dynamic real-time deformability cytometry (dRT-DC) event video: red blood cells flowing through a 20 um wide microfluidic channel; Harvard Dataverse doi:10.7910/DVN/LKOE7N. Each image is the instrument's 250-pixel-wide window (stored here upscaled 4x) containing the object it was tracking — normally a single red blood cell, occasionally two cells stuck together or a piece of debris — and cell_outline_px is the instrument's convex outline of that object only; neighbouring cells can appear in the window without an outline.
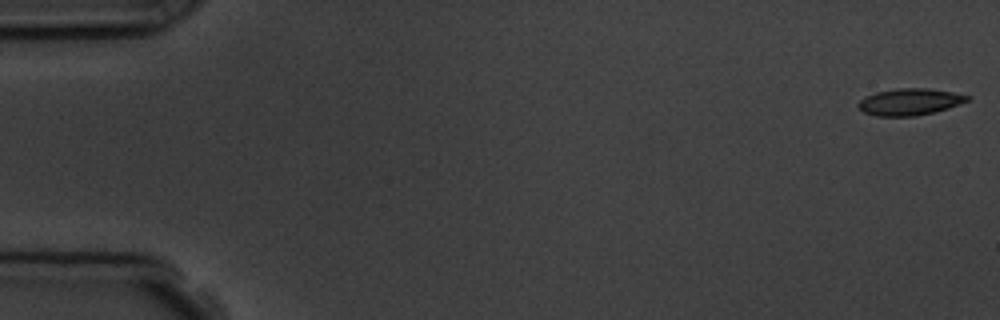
{"species": "common noctule bat (a hibernating species)", "species_latin": "Nyctalus noctula", "temperature_condition": "room temperature", "stored_images_in_passage": 5, "camera_frame_rate_fps": 3000, "um_per_image_px": 0.085, "animal": {"sex": "male", "body_mass_g": 19.5, "forearm_length_mm": 54.6}, "frame": {"image": 1, "passage_image": 1, "time_ms": 0.0, "image_size_px": [1000, 320], "cell_outline_px": [[972, 96], [968, 100], [948, 108], [936, 112], [916, 116], [876, 116], [864, 112], [856, 104], [864, 96], [876, 92], [896, 88], [928, 88], [952, 92]], "centroid_in_image_um": [77.31, 8.65], "position_along_channel_um": 7.7, "area_um2": 17.05}}
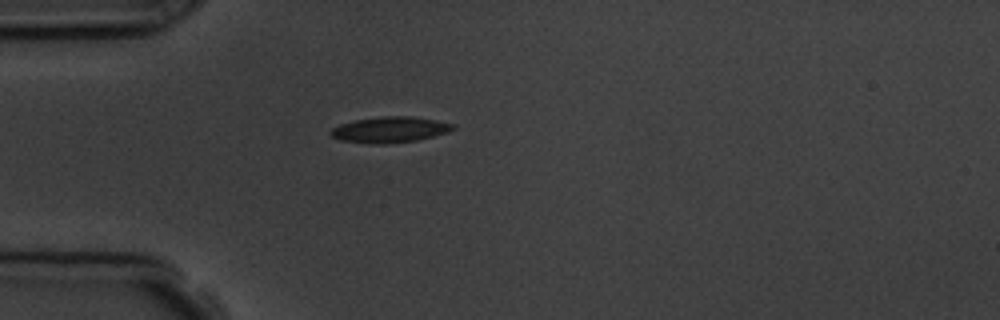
{"frame": {"image": 2, "passage_image": 5, "time_ms": 4.667, "image_size_px": [1000, 320], "cell_outline_px": [[456, 128], [448, 132], [416, 140], [388, 144], [376, 144], [340, 140], [332, 136], [328, 132], [332, 128], [340, 124], [356, 120], [384, 116], [412, 116], [436, 120], [452, 124]], "centroid_in_image_um": [33.12, 11.02], "position_along_channel_um": 51.9, "area_um2": 18.26}}